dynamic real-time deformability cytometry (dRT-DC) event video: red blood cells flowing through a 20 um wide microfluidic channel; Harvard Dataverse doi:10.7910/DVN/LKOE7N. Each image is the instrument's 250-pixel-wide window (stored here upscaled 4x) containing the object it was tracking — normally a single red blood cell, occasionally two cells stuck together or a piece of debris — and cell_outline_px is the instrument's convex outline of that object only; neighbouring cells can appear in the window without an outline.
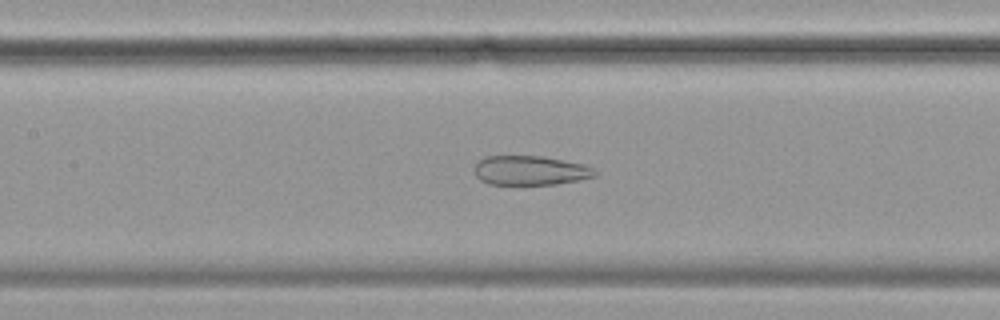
{"species": "common noctule bat (a hibernating species)", "species_latin": "Nyctalus noctula", "temperature_condition": "cold", "stored_images_in_passage": 55, "camera_frame_rate_fps": 3000, "um_per_image_px": 0.085, "animal": {"sex": "female", "body_mass_g": 19.9}, "frame": {"image": 1, "passage_image": 24, "time_ms": 7.667, "image_size_px": [1000, 320], "cell_outline_px": [[596, 176], [580, 180], [556, 184], [488, 184], [480, 180], [476, 176], [472, 168], [484, 156], [544, 156], [584, 164], [592, 168], [596, 172]], "centroid_in_image_um": [45.05, 14.48], "position_along_channel_um": 162.3, "area_um2": 20.75}}
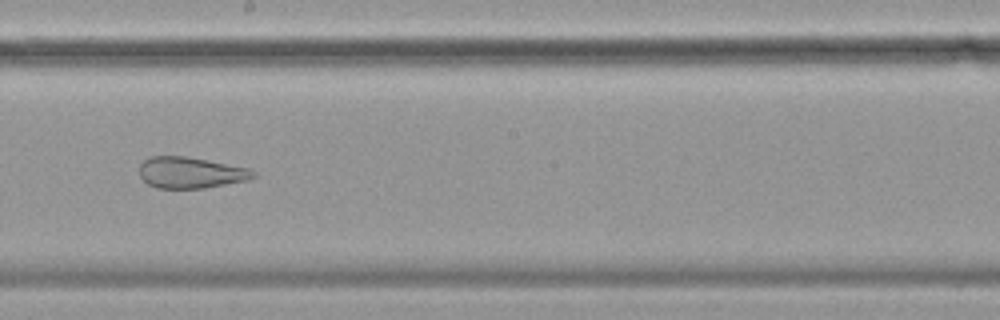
{"frame": {"image": 2, "passage_image": 30, "time_ms": 9.667, "image_size_px": [1000, 320], "cell_outline_px": [[256, 176], [248, 180], [204, 188], [156, 188], [148, 184], [140, 176], [140, 164], [148, 156], [188, 156], [248, 168], [256, 172]], "centroid_in_image_um": [16.2, 14.67], "position_along_channel_um": 232.0, "area_um2": 20.75}}
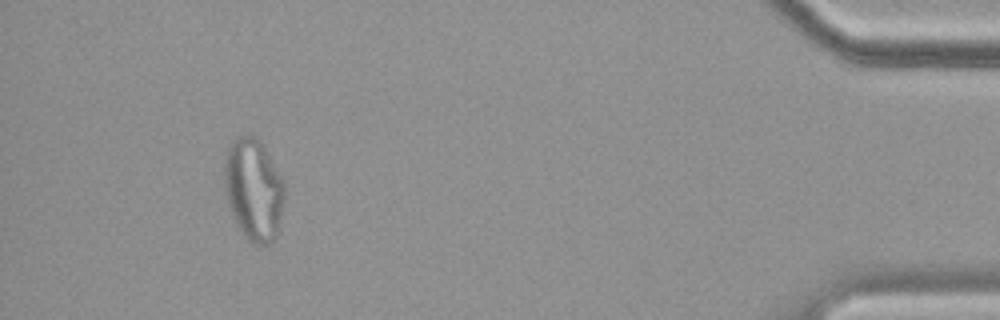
{"frame": {"image": 3, "passage_image": 51, "time_ms": 16.667, "image_size_px": [1000, 320], "cell_outline_px": [[284, 196], [276, 236], [268, 244], [256, 244], [248, 240], [240, 228], [232, 212], [228, 200], [224, 176], [224, 164], [228, 148], [232, 140], [236, 136], [256, 136], [260, 140], [284, 180]], "centroid_in_image_um": [21.57, 16.06], "position_along_channel_um": 413.6, "area_um2": 35.08}}